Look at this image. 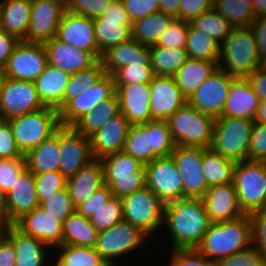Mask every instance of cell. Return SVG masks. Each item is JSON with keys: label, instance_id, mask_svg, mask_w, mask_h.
<instances>
[{"label": "cell", "instance_id": "obj_1", "mask_svg": "<svg viewBox=\"0 0 266 266\" xmlns=\"http://www.w3.org/2000/svg\"><path fill=\"white\" fill-rule=\"evenodd\" d=\"M210 223L202 198H185L164 205L163 229L167 226L173 249L196 248Z\"/></svg>", "mask_w": 266, "mask_h": 266}, {"label": "cell", "instance_id": "obj_2", "mask_svg": "<svg viewBox=\"0 0 266 266\" xmlns=\"http://www.w3.org/2000/svg\"><path fill=\"white\" fill-rule=\"evenodd\" d=\"M251 245L250 220L247 214L232 221L210 223L196 249L217 262Z\"/></svg>", "mask_w": 266, "mask_h": 266}, {"label": "cell", "instance_id": "obj_3", "mask_svg": "<svg viewBox=\"0 0 266 266\" xmlns=\"http://www.w3.org/2000/svg\"><path fill=\"white\" fill-rule=\"evenodd\" d=\"M260 64L250 27L234 28L220 44L218 68L235 78H247Z\"/></svg>", "mask_w": 266, "mask_h": 266}, {"label": "cell", "instance_id": "obj_4", "mask_svg": "<svg viewBox=\"0 0 266 266\" xmlns=\"http://www.w3.org/2000/svg\"><path fill=\"white\" fill-rule=\"evenodd\" d=\"M176 146L210 148L215 118L188 102L167 120Z\"/></svg>", "mask_w": 266, "mask_h": 266}, {"label": "cell", "instance_id": "obj_5", "mask_svg": "<svg viewBox=\"0 0 266 266\" xmlns=\"http://www.w3.org/2000/svg\"><path fill=\"white\" fill-rule=\"evenodd\" d=\"M254 120L238 117L215 118L210 148L233 162L248 160Z\"/></svg>", "mask_w": 266, "mask_h": 266}, {"label": "cell", "instance_id": "obj_6", "mask_svg": "<svg viewBox=\"0 0 266 266\" xmlns=\"http://www.w3.org/2000/svg\"><path fill=\"white\" fill-rule=\"evenodd\" d=\"M7 122L12 129L17 147L24 156L61 126L59 111L47 106L22 116L13 117Z\"/></svg>", "mask_w": 266, "mask_h": 266}, {"label": "cell", "instance_id": "obj_7", "mask_svg": "<svg viewBox=\"0 0 266 266\" xmlns=\"http://www.w3.org/2000/svg\"><path fill=\"white\" fill-rule=\"evenodd\" d=\"M232 183L237 193L239 207L244 214L266 208L264 161L236 162Z\"/></svg>", "mask_w": 266, "mask_h": 266}, {"label": "cell", "instance_id": "obj_8", "mask_svg": "<svg viewBox=\"0 0 266 266\" xmlns=\"http://www.w3.org/2000/svg\"><path fill=\"white\" fill-rule=\"evenodd\" d=\"M123 219L152 239L163 228L164 203L147 187L121 197Z\"/></svg>", "mask_w": 266, "mask_h": 266}, {"label": "cell", "instance_id": "obj_9", "mask_svg": "<svg viewBox=\"0 0 266 266\" xmlns=\"http://www.w3.org/2000/svg\"><path fill=\"white\" fill-rule=\"evenodd\" d=\"M149 239L140 229L123 220L98 232L94 248L106 263L116 264L122 256L125 258L126 255H131L133 251L144 247L151 241Z\"/></svg>", "mask_w": 266, "mask_h": 266}, {"label": "cell", "instance_id": "obj_10", "mask_svg": "<svg viewBox=\"0 0 266 266\" xmlns=\"http://www.w3.org/2000/svg\"><path fill=\"white\" fill-rule=\"evenodd\" d=\"M146 187L164 204L184 199L181 175L173 157H157L144 165Z\"/></svg>", "mask_w": 266, "mask_h": 266}, {"label": "cell", "instance_id": "obj_11", "mask_svg": "<svg viewBox=\"0 0 266 266\" xmlns=\"http://www.w3.org/2000/svg\"><path fill=\"white\" fill-rule=\"evenodd\" d=\"M132 21L127 14L123 1L114 0L107 10L94 18V32L101 54L110 47L131 39Z\"/></svg>", "mask_w": 266, "mask_h": 266}, {"label": "cell", "instance_id": "obj_12", "mask_svg": "<svg viewBox=\"0 0 266 266\" xmlns=\"http://www.w3.org/2000/svg\"><path fill=\"white\" fill-rule=\"evenodd\" d=\"M48 64L43 43L21 40L14 48L4 68L7 78L34 82Z\"/></svg>", "mask_w": 266, "mask_h": 266}, {"label": "cell", "instance_id": "obj_13", "mask_svg": "<svg viewBox=\"0 0 266 266\" xmlns=\"http://www.w3.org/2000/svg\"><path fill=\"white\" fill-rule=\"evenodd\" d=\"M44 107L34 82L6 79L0 94V115L6 120Z\"/></svg>", "mask_w": 266, "mask_h": 266}, {"label": "cell", "instance_id": "obj_14", "mask_svg": "<svg viewBox=\"0 0 266 266\" xmlns=\"http://www.w3.org/2000/svg\"><path fill=\"white\" fill-rule=\"evenodd\" d=\"M171 156L181 175L184 199L202 198L209 188L202 171L203 147L176 146Z\"/></svg>", "mask_w": 266, "mask_h": 266}, {"label": "cell", "instance_id": "obj_15", "mask_svg": "<svg viewBox=\"0 0 266 266\" xmlns=\"http://www.w3.org/2000/svg\"><path fill=\"white\" fill-rule=\"evenodd\" d=\"M59 172L66 178L74 176L93 158L90 140L72 126L59 127Z\"/></svg>", "mask_w": 266, "mask_h": 266}, {"label": "cell", "instance_id": "obj_16", "mask_svg": "<svg viewBox=\"0 0 266 266\" xmlns=\"http://www.w3.org/2000/svg\"><path fill=\"white\" fill-rule=\"evenodd\" d=\"M235 77L217 68L188 99V103L202 113L214 118L223 112L230 85Z\"/></svg>", "mask_w": 266, "mask_h": 266}, {"label": "cell", "instance_id": "obj_17", "mask_svg": "<svg viewBox=\"0 0 266 266\" xmlns=\"http://www.w3.org/2000/svg\"><path fill=\"white\" fill-rule=\"evenodd\" d=\"M65 12L64 0H32L27 42L44 43L56 37Z\"/></svg>", "mask_w": 266, "mask_h": 266}, {"label": "cell", "instance_id": "obj_18", "mask_svg": "<svg viewBox=\"0 0 266 266\" xmlns=\"http://www.w3.org/2000/svg\"><path fill=\"white\" fill-rule=\"evenodd\" d=\"M116 92L114 78L105 74L91 89L70 99L59 110V121L62 126H72L84 114L96 109Z\"/></svg>", "mask_w": 266, "mask_h": 266}, {"label": "cell", "instance_id": "obj_19", "mask_svg": "<svg viewBox=\"0 0 266 266\" xmlns=\"http://www.w3.org/2000/svg\"><path fill=\"white\" fill-rule=\"evenodd\" d=\"M56 38L76 49L91 52L98 60L102 58L94 32V18L65 12L57 28Z\"/></svg>", "mask_w": 266, "mask_h": 266}, {"label": "cell", "instance_id": "obj_20", "mask_svg": "<svg viewBox=\"0 0 266 266\" xmlns=\"http://www.w3.org/2000/svg\"><path fill=\"white\" fill-rule=\"evenodd\" d=\"M149 87L151 121H166L188 102L173 77L155 75Z\"/></svg>", "mask_w": 266, "mask_h": 266}, {"label": "cell", "instance_id": "obj_21", "mask_svg": "<svg viewBox=\"0 0 266 266\" xmlns=\"http://www.w3.org/2000/svg\"><path fill=\"white\" fill-rule=\"evenodd\" d=\"M120 113L131 125L151 121L149 83L115 84Z\"/></svg>", "mask_w": 266, "mask_h": 266}, {"label": "cell", "instance_id": "obj_22", "mask_svg": "<svg viewBox=\"0 0 266 266\" xmlns=\"http://www.w3.org/2000/svg\"><path fill=\"white\" fill-rule=\"evenodd\" d=\"M211 223L232 221L245 215L233 183L210 186L202 197Z\"/></svg>", "mask_w": 266, "mask_h": 266}, {"label": "cell", "instance_id": "obj_23", "mask_svg": "<svg viewBox=\"0 0 266 266\" xmlns=\"http://www.w3.org/2000/svg\"><path fill=\"white\" fill-rule=\"evenodd\" d=\"M14 225L51 249L62 245L63 223L55 220V217L39 206L23 215Z\"/></svg>", "mask_w": 266, "mask_h": 266}, {"label": "cell", "instance_id": "obj_24", "mask_svg": "<svg viewBox=\"0 0 266 266\" xmlns=\"http://www.w3.org/2000/svg\"><path fill=\"white\" fill-rule=\"evenodd\" d=\"M131 124L122 114L109 122L89 137L93 158L101 159L105 156L122 152Z\"/></svg>", "mask_w": 266, "mask_h": 266}, {"label": "cell", "instance_id": "obj_25", "mask_svg": "<svg viewBox=\"0 0 266 266\" xmlns=\"http://www.w3.org/2000/svg\"><path fill=\"white\" fill-rule=\"evenodd\" d=\"M43 45L47 52L48 64L69 75L87 69L98 61L91 52L76 49L56 37L44 42Z\"/></svg>", "mask_w": 266, "mask_h": 266}, {"label": "cell", "instance_id": "obj_26", "mask_svg": "<svg viewBox=\"0 0 266 266\" xmlns=\"http://www.w3.org/2000/svg\"><path fill=\"white\" fill-rule=\"evenodd\" d=\"M7 195L8 225L39 206L34 174L26 167Z\"/></svg>", "mask_w": 266, "mask_h": 266}, {"label": "cell", "instance_id": "obj_27", "mask_svg": "<svg viewBox=\"0 0 266 266\" xmlns=\"http://www.w3.org/2000/svg\"><path fill=\"white\" fill-rule=\"evenodd\" d=\"M5 237L15 248L16 266H52L49 262L53 257V253H49L51 248L39 239L23 233L14 224L7 226Z\"/></svg>", "mask_w": 266, "mask_h": 266}, {"label": "cell", "instance_id": "obj_28", "mask_svg": "<svg viewBox=\"0 0 266 266\" xmlns=\"http://www.w3.org/2000/svg\"><path fill=\"white\" fill-rule=\"evenodd\" d=\"M261 99L255 94L247 78H235L220 117H238L254 120Z\"/></svg>", "mask_w": 266, "mask_h": 266}, {"label": "cell", "instance_id": "obj_29", "mask_svg": "<svg viewBox=\"0 0 266 266\" xmlns=\"http://www.w3.org/2000/svg\"><path fill=\"white\" fill-rule=\"evenodd\" d=\"M104 185L102 162L94 158L74 176L67 179L66 187L74 207L77 208Z\"/></svg>", "mask_w": 266, "mask_h": 266}, {"label": "cell", "instance_id": "obj_30", "mask_svg": "<svg viewBox=\"0 0 266 266\" xmlns=\"http://www.w3.org/2000/svg\"><path fill=\"white\" fill-rule=\"evenodd\" d=\"M106 74L114 75L123 67L150 64V47L130 39L119 45L110 47L101 58Z\"/></svg>", "mask_w": 266, "mask_h": 266}, {"label": "cell", "instance_id": "obj_31", "mask_svg": "<svg viewBox=\"0 0 266 266\" xmlns=\"http://www.w3.org/2000/svg\"><path fill=\"white\" fill-rule=\"evenodd\" d=\"M70 75L47 64L43 73L34 81L42 103L58 111L64 106V92Z\"/></svg>", "mask_w": 266, "mask_h": 266}, {"label": "cell", "instance_id": "obj_32", "mask_svg": "<svg viewBox=\"0 0 266 266\" xmlns=\"http://www.w3.org/2000/svg\"><path fill=\"white\" fill-rule=\"evenodd\" d=\"M32 0H0L1 30L27 41Z\"/></svg>", "mask_w": 266, "mask_h": 266}, {"label": "cell", "instance_id": "obj_33", "mask_svg": "<svg viewBox=\"0 0 266 266\" xmlns=\"http://www.w3.org/2000/svg\"><path fill=\"white\" fill-rule=\"evenodd\" d=\"M219 61L189 58L173 75V78L187 100L195 90L218 68Z\"/></svg>", "mask_w": 266, "mask_h": 266}, {"label": "cell", "instance_id": "obj_34", "mask_svg": "<svg viewBox=\"0 0 266 266\" xmlns=\"http://www.w3.org/2000/svg\"><path fill=\"white\" fill-rule=\"evenodd\" d=\"M26 167L33 174L59 171V128L40 145L25 155Z\"/></svg>", "mask_w": 266, "mask_h": 266}, {"label": "cell", "instance_id": "obj_35", "mask_svg": "<svg viewBox=\"0 0 266 266\" xmlns=\"http://www.w3.org/2000/svg\"><path fill=\"white\" fill-rule=\"evenodd\" d=\"M118 114H120V105L118 95L115 92L110 98L99 104L96 109L79 118L72 127L78 133L89 138Z\"/></svg>", "mask_w": 266, "mask_h": 266}, {"label": "cell", "instance_id": "obj_36", "mask_svg": "<svg viewBox=\"0 0 266 266\" xmlns=\"http://www.w3.org/2000/svg\"><path fill=\"white\" fill-rule=\"evenodd\" d=\"M174 19L171 15L158 11L135 20L131 25V39L144 46H153Z\"/></svg>", "mask_w": 266, "mask_h": 266}, {"label": "cell", "instance_id": "obj_37", "mask_svg": "<svg viewBox=\"0 0 266 266\" xmlns=\"http://www.w3.org/2000/svg\"><path fill=\"white\" fill-rule=\"evenodd\" d=\"M97 237V229L77 211L63 222L62 244L95 247Z\"/></svg>", "mask_w": 266, "mask_h": 266}, {"label": "cell", "instance_id": "obj_38", "mask_svg": "<svg viewBox=\"0 0 266 266\" xmlns=\"http://www.w3.org/2000/svg\"><path fill=\"white\" fill-rule=\"evenodd\" d=\"M103 165L105 185L110 186L116 177L145 176L144 164L124 151L100 159Z\"/></svg>", "mask_w": 266, "mask_h": 266}, {"label": "cell", "instance_id": "obj_39", "mask_svg": "<svg viewBox=\"0 0 266 266\" xmlns=\"http://www.w3.org/2000/svg\"><path fill=\"white\" fill-rule=\"evenodd\" d=\"M53 250L50 252H57L52 257L55 261H50L54 262L52 266H103L106 263L94 247L62 244Z\"/></svg>", "mask_w": 266, "mask_h": 266}, {"label": "cell", "instance_id": "obj_40", "mask_svg": "<svg viewBox=\"0 0 266 266\" xmlns=\"http://www.w3.org/2000/svg\"><path fill=\"white\" fill-rule=\"evenodd\" d=\"M150 57L154 74L170 77H173L189 59L185 48H165L156 45L150 46Z\"/></svg>", "mask_w": 266, "mask_h": 266}, {"label": "cell", "instance_id": "obj_41", "mask_svg": "<svg viewBox=\"0 0 266 266\" xmlns=\"http://www.w3.org/2000/svg\"><path fill=\"white\" fill-rule=\"evenodd\" d=\"M234 165L211 148H203L202 171L208 187L232 183Z\"/></svg>", "mask_w": 266, "mask_h": 266}, {"label": "cell", "instance_id": "obj_42", "mask_svg": "<svg viewBox=\"0 0 266 266\" xmlns=\"http://www.w3.org/2000/svg\"><path fill=\"white\" fill-rule=\"evenodd\" d=\"M185 49L191 59L219 61L220 43L195 29L190 23Z\"/></svg>", "mask_w": 266, "mask_h": 266}, {"label": "cell", "instance_id": "obj_43", "mask_svg": "<svg viewBox=\"0 0 266 266\" xmlns=\"http://www.w3.org/2000/svg\"><path fill=\"white\" fill-rule=\"evenodd\" d=\"M106 74L103 62L99 59L94 65L70 75L64 92V105L72 98L91 89Z\"/></svg>", "mask_w": 266, "mask_h": 266}, {"label": "cell", "instance_id": "obj_44", "mask_svg": "<svg viewBox=\"0 0 266 266\" xmlns=\"http://www.w3.org/2000/svg\"><path fill=\"white\" fill-rule=\"evenodd\" d=\"M123 151L140 160L144 165L157 158L151 149L148 129L143 124L130 126Z\"/></svg>", "mask_w": 266, "mask_h": 266}, {"label": "cell", "instance_id": "obj_45", "mask_svg": "<svg viewBox=\"0 0 266 266\" xmlns=\"http://www.w3.org/2000/svg\"><path fill=\"white\" fill-rule=\"evenodd\" d=\"M212 7L234 28H247L256 18L253 7L238 0H213Z\"/></svg>", "mask_w": 266, "mask_h": 266}, {"label": "cell", "instance_id": "obj_46", "mask_svg": "<svg viewBox=\"0 0 266 266\" xmlns=\"http://www.w3.org/2000/svg\"><path fill=\"white\" fill-rule=\"evenodd\" d=\"M190 24L197 30L206 33L220 44L229 36L234 27L213 7L195 17Z\"/></svg>", "mask_w": 266, "mask_h": 266}, {"label": "cell", "instance_id": "obj_47", "mask_svg": "<svg viewBox=\"0 0 266 266\" xmlns=\"http://www.w3.org/2000/svg\"><path fill=\"white\" fill-rule=\"evenodd\" d=\"M150 134L151 149L157 157L170 156L176 145L167 121L152 120L143 124Z\"/></svg>", "mask_w": 266, "mask_h": 266}, {"label": "cell", "instance_id": "obj_48", "mask_svg": "<svg viewBox=\"0 0 266 266\" xmlns=\"http://www.w3.org/2000/svg\"><path fill=\"white\" fill-rule=\"evenodd\" d=\"M98 232L123 221V205L119 197L113 196L103 207L89 219Z\"/></svg>", "mask_w": 266, "mask_h": 266}, {"label": "cell", "instance_id": "obj_49", "mask_svg": "<svg viewBox=\"0 0 266 266\" xmlns=\"http://www.w3.org/2000/svg\"><path fill=\"white\" fill-rule=\"evenodd\" d=\"M39 207L61 223L76 211L67 187L53 193L46 200L42 201Z\"/></svg>", "mask_w": 266, "mask_h": 266}, {"label": "cell", "instance_id": "obj_50", "mask_svg": "<svg viewBox=\"0 0 266 266\" xmlns=\"http://www.w3.org/2000/svg\"><path fill=\"white\" fill-rule=\"evenodd\" d=\"M39 203L56 191L66 188L67 179L59 171L34 174Z\"/></svg>", "mask_w": 266, "mask_h": 266}, {"label": "cell", "instance_id": "obj_51", "mask_svg": "<svg viewBox=\"0 0 266 266\" xmlns=\"http://www.w3.org/2000/svg\"><path fill=\"white\" fill-rule=\"evenodd\" d=\"M189 22L174 19L155 44L165 48H185Z\"/></svg>", "mask_w": 266, "mask_h": 266}, {"label": "cell", "instance_id": "obj_52", "mask_svg": "<svg viewBox=\"0 0 266 266\" xmlns=\"http://www.w3.org/2000/svg\"><path fill=\"white\" fill-rule=\"evenodd\" d=\"M155 76L151 65L135 64L119 69L114 75V84L150 83Z\"/></svg>", "mask_w": 266, "mask_h": 266}, {"label": "cell", "instance_id": "obj_53", "mask_svg": "<svg viewBox=\"0 0 266 266\" xmlns=\"http://www.w3.org/2000/svg\"><path fill=\"white\" fill-rule=\"evenodd\" d=\"M216 266H266V258L253 246L221 258Z\"/></svg>", "mask_w": 266, "mask_h": 266}, {"label": "cell", "instance_id": "obj_54", "mask_svg": "<svg viewBox=\"0 0 266 266\" xmlns=\"http://www.w3.org/2000/svg\"><path fill=\"white\" fill-rule=\"evenodd\" d=\"M247 215L250 220L251 245L266 258V208Z\"/></svg>", "mask_w": 266, "mask_h": 266}, {"label": "cell", "instance_id": "obj_55", "mask_svg": "<svg viewBox=\"0 0 266 266\" xmlns=\"http://www.w3.org/2000/svg\"><path fill=\"white\" fill-rule=\"evenodd\" d=\"M169 266H216V262L205 257L196 248L172 249Z\"/></svg>", "mask_w": 266, "mask_h": 266}, {"label": "cell", "instance_id": "obj_56", "mask_svg": "<svg viewBox=\"0 0 266 266\" xmlns=\"http://www.w3.org/2000/svg\"><path fill=\"white\" fill-rule=\"evenodd\" d=\"M114 0H66V11L95 18L100 17Z\"/></svg>", "mask_w": 266, "mask_h": 266}, {"label": "cell", "instance_id": "obj_57", "mask_svg": "<svg viewBox=\"0 0 266 266\" xmlns=\"http://www.w3.org/2000/svg\"><path fill=\"white\" fill-rule=\"evenodd\" d=\"M26 168L25 158L0 159V188L7 194L18 175Z\"/></svg>", "mask_w": 266, "mask_h": 266}, {"label": "cell", "instance_id": "obj_58", "mask_svg": "<svg viewBox=\"0 0 266 266\" xmlns=\"http://www.w3.org/2000/svg\"><path fill=\"white\" fill-rule=\"evenodd\" d=\"M248 160L266 161V124L254 121L249 144Z\"/></svg>", "mask_w": 266, "mask_h": 266}, {"label": "cell", "instance_id": "obj_59", "mask_svg": "<svg viewBox=\"0 0 266 266\" xmlns=\"http://www.w3.org/2000/svg\"><path fill=\"white\" fill-rule=\"evenodd\" d=\"M109 186L104 185L99 190H97L86 202L82 203L76 208V211L90 219L96 211L103 207L108 201L113 197Z\"/></svg>", "mask_w": 266, "mask_h": 266}, {"label": "cell", "instance_id": "obj_60", "mask_svg": "<svg viewBox=\"0 0 266 266\" xmlns=\"http://www.w3.org/2000/svg\"><path fill=\"white\" fill-rule=\"evenodd\" d=\"M131 21L160 11L159 0H122Z\"/></svg>", "mask_w": 266, "mask_h": 266}, {"label": "cell", "instance_id": "obj_61", "mask_svg": "<svg viewBox=\"0 0 266 266\" xmlns=\"http://www.w3.org/2000/svg\"><path fill=\"white\" fill-rule=\"evenodd\" d=\"M146 187V177L145 176H125L116 177L110 186V190L116 197H123L127 194L133 193L135 191L142 190Z\"/></svg>", "mask_w": 266, "mask_h": 266}, {"label": "cell", "instance_id": "obj_62", "mask_svg": "<svg viewBox=\"0 0 266 266\" xmlns=\"http://www.w3.org/2000/svg\"><path fill=\"white\" fill-rule=\"evenodd\" d=\"M25 158L17 147L9 123L6 121L0 128V159Z\"/></svg>", "mask_w": 266, "mask_h": 266}, {"label": "cell", "instance_id": "obj_63", "mask_svg": "<svg viewBox=\"0 0 266 266\" xmlns=\"http://www.w3.org/2000/svg\"><path fill=\"white\" fill-rule=\"evenodd\" d=\"M213 0H180L178 19L191 22L212 8Z\"/></svg>", "mask_w": 266, "mask_h": 266}, {"label": "cell", "instance_id": "obj_64", "mask_svg": "<svg viewBox=\"0 0 266 266\" xmlns=\"http://www.w3.org/2000/svg\"><path fill=\"white\" fill-rule=\"evenodd\" d=\"M257 44V53L260 58L266 56V16L256 17L249 26Z\"/></svg>", "mask_w": 266, "mask_h": 266}, {"label": "cell", "instance_id": "obj_65", "mask_svg": "<svg viewBox=\"0 0 266 266\" xmlns=\"http://www.w3.org/2000/svg\"><path fill=\"white\" fill-rule=\"evenodd\" d=\"M16 36L0 30V68H5L11 53L20 42Z\"/></svg>", "mask_w": 266, "mask_h": 266}, {"label": "cell", "instance_id": "obj_66", "mask_svg": "<svg viewBox=\"0 0 266 266\" xmlns=\"http://www.w3.org/2000/svg\"><path fill=\"white\" fill-rule=\"evenodd\" d=\"M255 94L262 100H266V71L259 67L247 77Z\"/></svg>", "mask_w": 266, "mask_h": 266}, {"label": "cell", "instance_id": "obj_67", "mask_svg": "<svg viewBox=\"0 0 266 266\" xmlns=\"http://www.w3.org/2000/svg\"><path fill=\"white\" fill-rule=\"evenodd\" d=\"M16 251L13 244L4 236L0 240V266H16Z\"/></svg>", "mask_w": 266, "mask_h": 266}, {"label": "cell", "instance_id": "obj_68", "mask_svg": "<svg viewBox=\"0 0 266 266\" xmlns=\"http://www.w3.org/2000/svg\"><path fill=\"white\" fill-rule=\"evenodd\" d=\"M180 0H159L160 11L178 19Z\"/></svg>", "mask_w": 266, "mask_h": 266}, {"label": "cell", "instance_id": "obj_69", "mask_svg": "<svg viewBox=\"0 0 266 266\" xmlns=\"http://www.w3.org/2000/svg\"><path fill=\"white\" fill-rule=\"evenodd\" d=\"M0 219H3L8 224L7 195L1 188H0Z\"/></svg>", "mask_w": 266, "mask_h": 266}, {"label": "cell", "instance_id": "obj_70", "mask_svg": "<svg viewBox=\"0 0 266 266\" xmlns=\"http://www.w3.org/2000/svg\"><path fill=\"white\" fill-rule=\"evenodd\" d=\"M254 121L266 124V100L260 102Z\"/></svg>", "mask_w": 266, "mask_h": 266}, {"label": "cell", "instance_id": "obj_71", "mask_svg": "<svg viewBox=\"0 0 266 266\" xmlns=\"http://www.w3.org/2000/svg\"><path fill=\"white\" fill-rule=\"evenodd\" d=\"M253 10L256 17L266 16V0H255Z\"/></svg>", "mask_w": 266, "mask_h": 266}, {"label": "cell", "instance_id": "obj_72", "mask_svg": "<svg viewBox=\"0 0 266 266\" xmlns=\"http://www.w3.org/2000/svg\"><path fill=\"white\" fill-rule=\"evenodd\" d=\"M6 79H7V75L5 73V69L4 68H0V94H1V91H2V89L4 87Z\"/></svg>", "mask_w": 266, "mask_h": 266}, {"label": "cell", "instance_id": "obj_73", "mask_svg": "<svg viewBox=\"0 0 266 266\" xmlns=\"http://www.w3.org/2000/svg\"><path fill=\"white\" fill-rule=\"evenodd\" d=\"M7 226L8 224L3 219H0V240L5 236Z\"/></svg>", "mask_w": 266, "mask_h": 266}, {"label": "cell", "instance_id": "obj_74", "mask_svg": "<svg viewBox=\"0 0 266 266\" xmlns=\"http://www.w3.org/2000/svg\"><path fill=\"white\" fill-rule=\"evenodd\" d=\"M259 68L263 71H266V56L260 58Z\"/></svg>", "mask_w": 266, "mask_h": 266}, {"label": "cell", "instance_id": "obj_75", "mask_svg": "<svg viewBox=\"0 0 266 266\" xmlns=\"http://www.w3.org/2000/svg\"><path fill=\"white\" fill-rule=\"evenodd\" d=\"M238 1H241L243 3H247V4L251 5L252 7L254 6V2H255V0H238Z\"/></svg>", "mask_w": 266, "mask_h": 266}, {"label": "cell", "instance_id": "obj_76", "mask_svg": "<svg viewBox=\"0 0 266 266\" xmlns=\"http://www.w3.org/2000/svg\"><path fill=\"white\" fill-rule=\"evenodd\" d=\"M7 120L2 116L0 115V128L2 127V125L6 122Z\"/></svg>", "mask_w": 266, "mask_h": 266}, {"label": "cell", "instance_id": "obj_77", "mask_svg": "<svg viewBox=\"0 0 266 266\" xmlns=\"http://www.w3.org/2000/svg\"><path fill=\"white\" fill-rule=\"evenodd\" d=\"M103 266H117V265L113 263H105Z\"/></svg>", "mask_w": 266, "mask_h": 266}, {"label": "cell", "instance_id": "obj_78", "mask_svg": "<svg viewBox=\"0 0 266 266\" xmlns=\"http://www.w3.org/2000/svg\"><path fill=\"white\" fill-rule=\"evenodd\" d=\"M264 171H265V174H266V161H264Z\"/></svg>", "mask_w": 266, "mask_h": 266}, {"label": "cell", "instance_id": "obj_79", "mask_svg": "<svg viewBox=\"0 0 266 266\" xmlns=\"http://www.w3.org/2000/svg\"><path fill=\"white\" fill-rule=\"evenodd\" d=\"M0 30H1V9H0Z\"/></svg>", "mask_w": 266, "mask_h": 266}]
</instances>
